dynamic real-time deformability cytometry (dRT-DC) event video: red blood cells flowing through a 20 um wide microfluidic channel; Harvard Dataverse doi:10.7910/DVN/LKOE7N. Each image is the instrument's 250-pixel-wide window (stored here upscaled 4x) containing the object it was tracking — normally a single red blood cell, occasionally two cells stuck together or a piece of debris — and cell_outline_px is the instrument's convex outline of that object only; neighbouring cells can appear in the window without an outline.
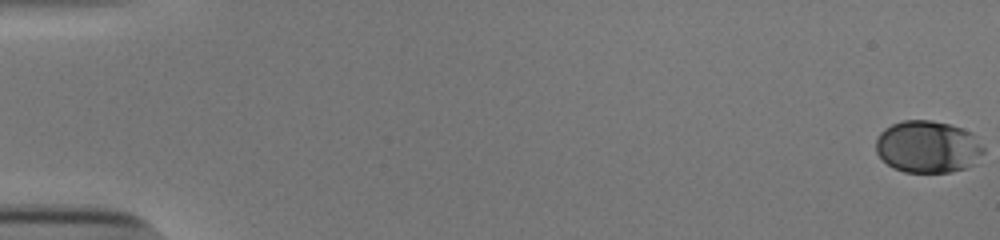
{"species": "human", "species_latin": "Homo sapiens", "temperature_condition": "cold", "stored_images_in_passage": 55, "camera_frame_rate_fps": 3000, "um_per_image_px": 0.085, "donor": {"sex": "male"}, "frame": {"image": 1, "passage_image": 1, "time_ms": 0.0, "image_size_px": [1000, 240], "cell_outline_px": [[984, 152], [976, 164], [968, 168], [952, 172], [904, 172], [892, 168], [876, 152], [876, 140], [880, 132], [884, 128], [892, 124], [904, 120], [932, 120], [948, 124], [972, 132], [984, 148]], "centroid_in_image_um": [78.88, 12.49], "position_along_channel_um": 6.1, "area_um2": 33.0}}
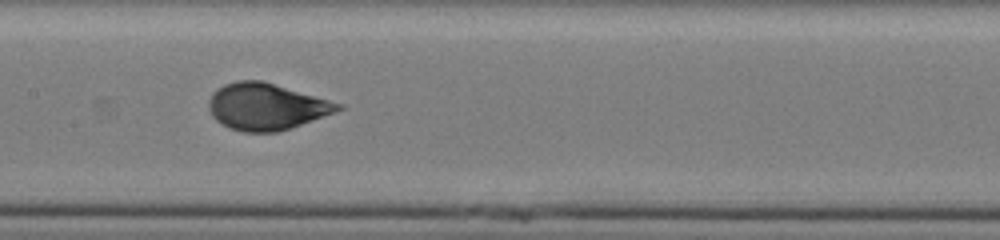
{"frame": {"image": 2, "passage_image": 29, "time_ms": 9.333, "image_size_px": [1000, 240], "cell_outline_px": [[344, 108], [336, 112], [276, 132], [244, 132], [228, 128], [216, 120], [212, 116], [208, 108], [208, 100], [212, 92], [216, 88], [224, 84], [236, 80], [260, 80], [344, 104]], "centroid_in_image_um": [22.59, 9.05], "position_along_channel_um": 184.8, "area_um2": 35.03}}
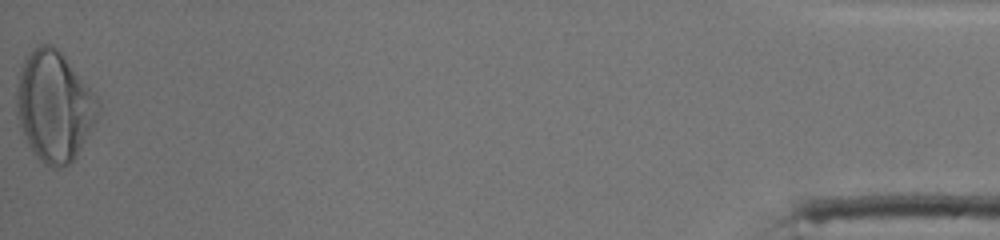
{"frame": {"image": 3, "passage_image": 55, "time_ms": 18.0, "image_size_px": [1000, 240], "cell_outline_px": [[100, 104], [96, 120], [92, 128], [72, 160], [68, 164], [60, 168], [52, 168], [44, 164], [32, 152], [20, 128], [16, 116], [16, 88], [20, 68], [24, 60], [32, 48], [40, 44], [52, 44], [60, 52], [96, 96]], "centroid_in_image_um": [4.56, 9.04], "position_along_channel_um": 430.6, "area_um2": 51.96}, "authors_computed_cell_mechanics": {"area_um2": 34.391, "velocity_mm_per_s": 3.8826, "shape_relaxation_time_tau1_ms": 3.4123, "shape_relaxation_time_tau2_ms": null, "deformation_change_tau1": 0.148, "deformation_change_tau2": null}}